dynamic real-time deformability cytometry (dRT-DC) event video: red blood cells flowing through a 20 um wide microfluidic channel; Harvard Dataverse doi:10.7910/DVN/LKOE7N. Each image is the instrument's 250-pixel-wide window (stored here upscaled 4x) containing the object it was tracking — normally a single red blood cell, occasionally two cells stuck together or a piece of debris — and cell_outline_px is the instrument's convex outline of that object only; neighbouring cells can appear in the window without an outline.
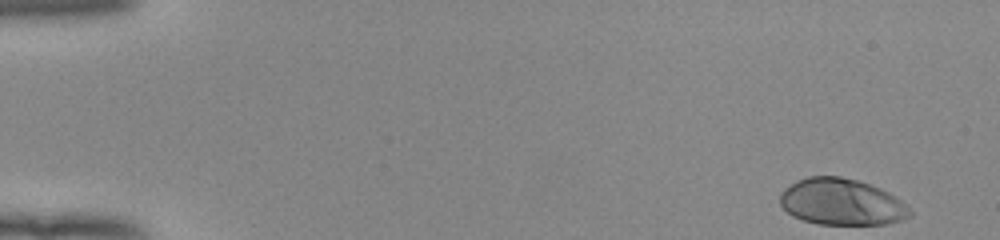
{"species": "human", "species_latin": "Homo sapiens", "temperature_condition": "room temperature", "stored_images_in_passage": 51, "camera_frame_rate_fps": 3000, "um_per_image_px": 0.085, "donor": {"sex": "female"}, "frame": {"image": 1, "passage_image": 1, "time_ms": 0.0, "image_size_px": [1000, 240], "cell_outline_px": [[912, 216], [904, 220], [888, 224], [820, 224], [804, 220], [792, 216], [780, 204], [780, 192], [784, 188], [796, 180], [808, 176], [840, 176], [856, 180], [880, 188], [888, 192], [908, 204], [912, 212]], "centroid_in_image_um": [71.56, 17.17], "position_along_channel_um": 13.4, "area_um2": 35.43}}
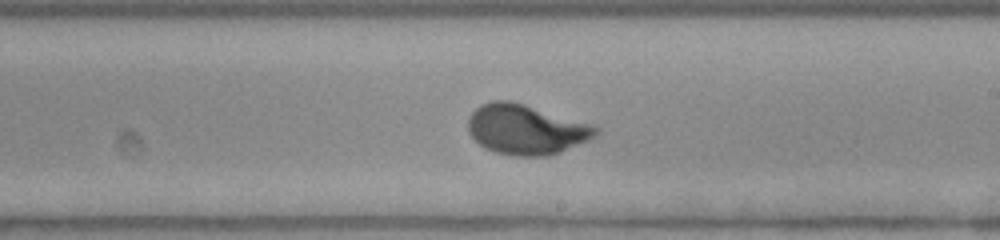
{"frame": {"image": 2, "passage_image": 30, "time_ms": 9.667, "image_size_px": [1000, 240], "cell_outline_px": [[600, 132], [596, 136], [588, 140], [560, 152], [548, 156], [516, 156], [496, 152], [484, 148], [468, 132], [468, 116], [480, 104], [492, 100], [508, 100], [524, 104], [596, 124], [600, 128]], "centroid_in_image_um": [44.75, 10.99], "position_along_channel_um": 244.3, "area_um2": 37.57}}
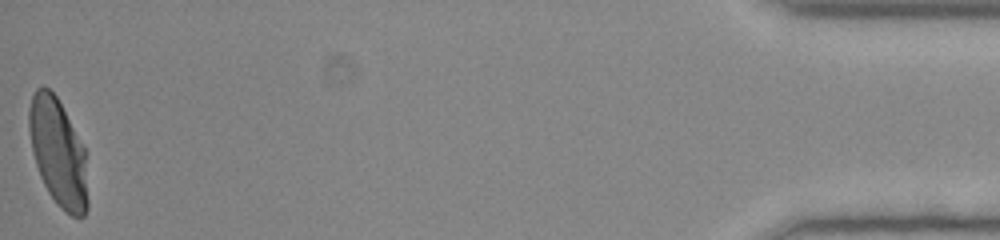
{"frame": {"image": 3, "passage_image": 51, "time_ms": 16.667, "image_size_px": [1000, 240], "cell_outline_px": [[88, 208], [84, 216], [72, 216], [64, 212], [56, 204], [48, 192], [40, 176], [32, 152], [28, 128], [28, 108], [32, 96], [36, 88], [44, 84], [56, 96], [84, 148], [88, 200]], "centroid_in_image_um": [4.91, 12.98], "position_along_channel_um": 430.3, "area_um2": 36.76}, "authors_computed_cell_mechanics": {"area_um2": 35.7782, "velocity_mm_per_s": 3.9161, "shape_relaxation_time_tau1_ms": 3.269, "shape_relaxation_time_tau2_ms": null, "deformation_change_tau1": 0.2102, "deformation_change_tau2": null}}